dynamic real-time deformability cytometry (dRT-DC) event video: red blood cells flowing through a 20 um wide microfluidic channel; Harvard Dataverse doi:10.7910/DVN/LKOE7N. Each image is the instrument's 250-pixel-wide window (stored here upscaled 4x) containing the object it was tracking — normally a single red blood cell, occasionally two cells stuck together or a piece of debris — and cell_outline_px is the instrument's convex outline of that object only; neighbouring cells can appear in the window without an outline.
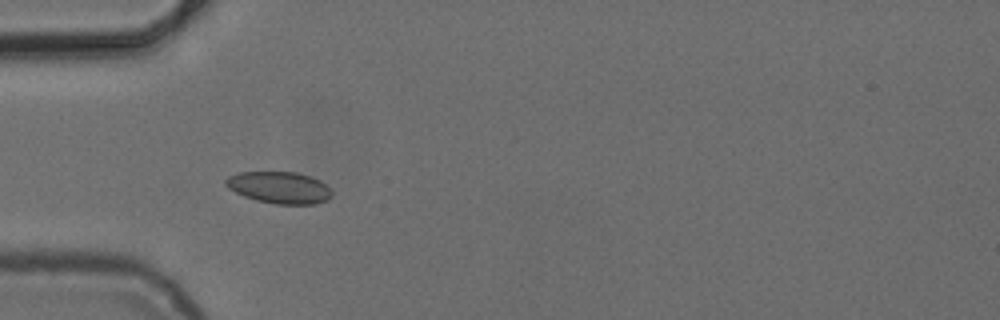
{"species": "common noctule bat (a hibernating species)", "species_latin": "Nyctalus noctula", "temperature_condition": "cold", "stored_images_in_passage": 6, "camera_frame_rate_fps": 3000, "um_per_image_px": 0.085, "animal": {"sex": "female", "body_mass_g": 24.6, "forearm_length_mm": 56.2}, "frame": {"image": 1, "passage_image": 3, "time_ms": 2.333, "image_size_px": [1000, 320], "cell_outline_px": [[332, 196], [328, 200], [316, 204], [276, 204], [256, 200], [244, 196], [228, 188], [224, 184], [224, 180], [228, 176], [240, 172], [296, 172], [312, 176], [320, 180], [332, 192]], "centroid_in_image_um": [23.74, 15.94], "position_along_channel_um": 61.3, "area_um2": 19.77}}
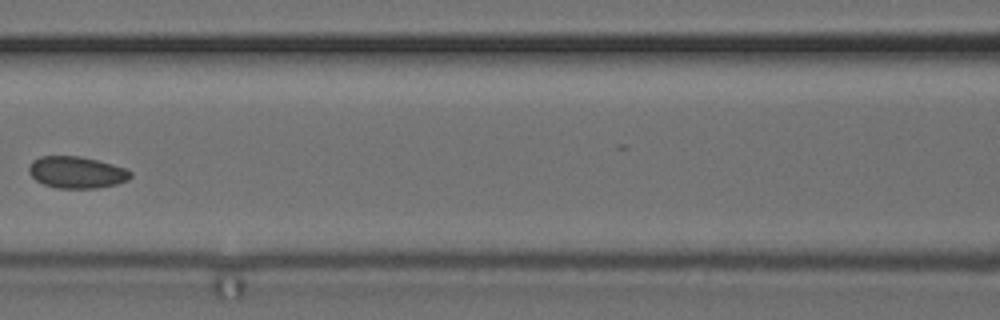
{"frame": {"image": 2, "passage_image": 5, "time_ms": 5.0, "image_size_px": [1000, 320], "cell_outline_px": [[132, 176], [128, 180], [116, 184], [96, 188], [56, 188], [44, 184], [36, 180], [28, 172], [28, 168], [32, 160], [40, 156], [80, 156], [112, 164], [124, 168], [132, 172]], "centroid_in_image_um": [6.5, 14.65], "position_along_channel_um": 160.1, "area_um2": 18.79}}
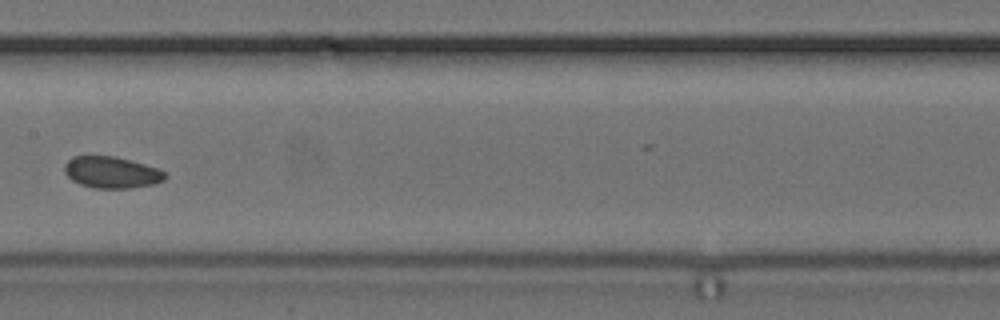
{"frame": {"image": 3, "passage_image": 6, "time_ms": 6.0, "image_size_px": [1000, 320], "cell_outline_px": [[168, 176], [164, 180], [152, 184], [132, 188], [92, 188], [80, 184], [72, 180], [64, 172], [64, 164], [72, 156], [116, 156], [144, 164], [156, 168], [164, 172]], "centroid_in_image_um": [9.46, 14.65], "position_along_channel_um": 197.9, "area_um2": 18.5}}